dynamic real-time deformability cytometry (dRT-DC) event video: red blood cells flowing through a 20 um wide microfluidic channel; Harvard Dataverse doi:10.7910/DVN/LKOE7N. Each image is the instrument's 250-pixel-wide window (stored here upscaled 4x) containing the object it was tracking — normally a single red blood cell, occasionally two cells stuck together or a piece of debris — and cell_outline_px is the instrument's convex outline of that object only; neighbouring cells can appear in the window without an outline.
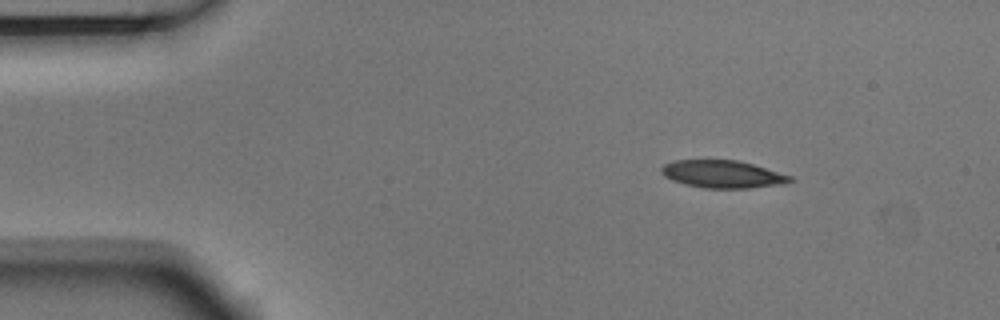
{"species": "Egyptian fruit bat (a non-hibernating species)", "species_latin": "Rousettus aegyptiacus", "temperature_condition": "room temperature", "stored_images_in_passage": 5, "camera_frame_rate_fps": 3000, "um_per_image_px": 0.085, "animal": {"sex": "male"}, "frame": {"image": 1, "passage_image": 2, "time_ms": 0.333, "image_size_px": [1000, 320], "cell_outline_px": [[796, 180], [780, 184], [748, 188], [704, 188], [684, 184], [672, 180], [664, 176], [660, 172], [660, 168], [664, 164], [672, 160], [736, 160], [752, 164], [792, 176]], "centroid_in_image_um": [61.38, 14.8], "position_along_channel_um": 23.6, "area_um2": 20.63}}
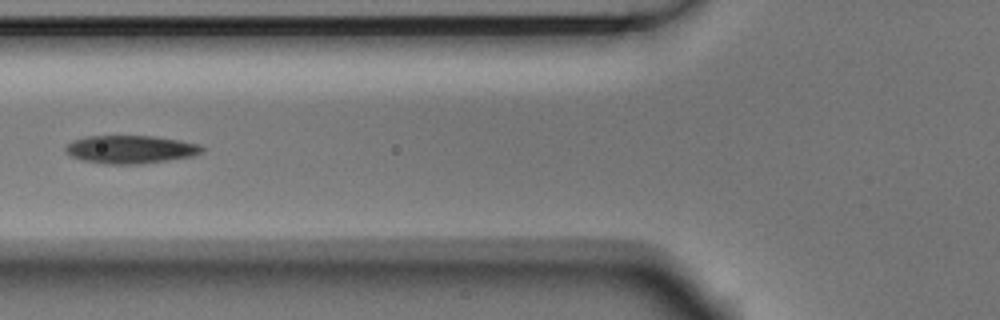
{"frame": {"image": 2, "passage_image": 5, "time_ms": 1.333, "image_size_px": [1000, 320], "cell_outline_px": [[204, 152], [192, 156], [140, 164], [104, 164], [84, 160], [72, 156], [64, 152], [64, 148], [72, 140], [84, 136], [152, 136], [180, 140], [200, 144], [204, 148]], "centroid_in_image_um": [11.09, 12.69], "position_along_channel_um": 114.7, "area_um2": 22.37}}